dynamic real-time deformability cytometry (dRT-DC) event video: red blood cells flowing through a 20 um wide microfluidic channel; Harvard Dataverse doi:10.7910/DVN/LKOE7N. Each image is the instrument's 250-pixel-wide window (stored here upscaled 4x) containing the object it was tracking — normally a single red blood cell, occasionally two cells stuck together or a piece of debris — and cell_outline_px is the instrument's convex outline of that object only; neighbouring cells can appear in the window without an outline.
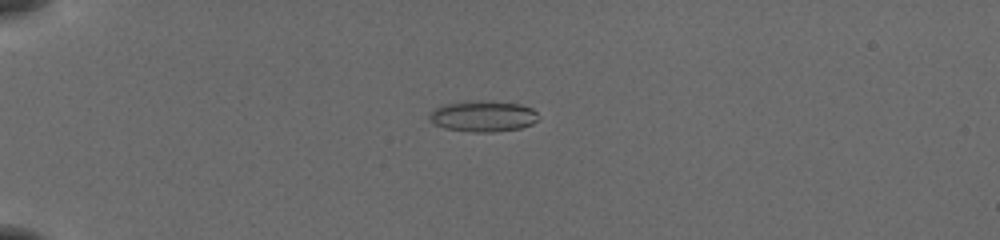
{"species": "common noctule bat (a hibernating species)", "species_latin": "Nyctalus noctula", "temperature_condition": "cold", "stored_images_in_passage": 55, "camera_frame_rate_fps": 3000, "um_per_image_px": 0.085, "animal": {"sex": "female", "body_mass_g": 19.5, "forearm_length_mm": 54.1}, "frame": {"image": 1, "passage_image": 16, "time_ms": 5.0, "image_size_px": [1000, 240], "cell_outline_px": [[536, 120], [532, 124], [520, 128], [492, 132], [472, 132], [444, 128], [428, 120], [428, 116], [436, 108], [444, 104], [468, 100], [520, 104], [532, 108], [536, 112]], "centroid_in_image_um": [41.02, 9.88], "position_along_channel_um": 44.0, "area_um2": 19.48}}
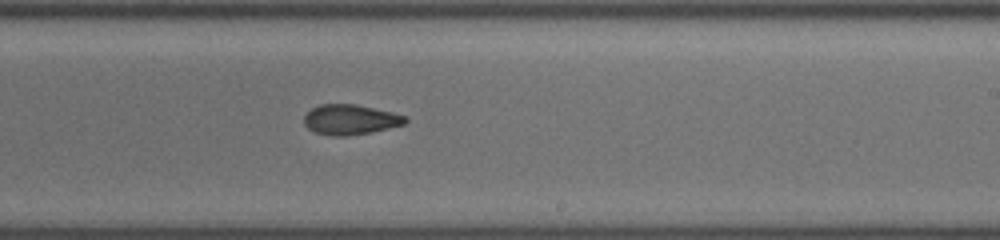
{"frame": {"image": 2, "passage_image": 36, "time_ms": 11.667, "image_size_px": [1000, 240], "cell_outline_px": [[408, 120], [404, 124], [388, 128], [368, 132], [344, 136], [332, 136], [316, 132], [308, 128], [304, 124], [304, 116], [312, 108], [320, 104], [356, 104], [392, 112], [404, 116]], "centroid_in_image_um": [29.75, 10.15], "position_along_channel_um": 259.3, "area_um2": 17.51}}
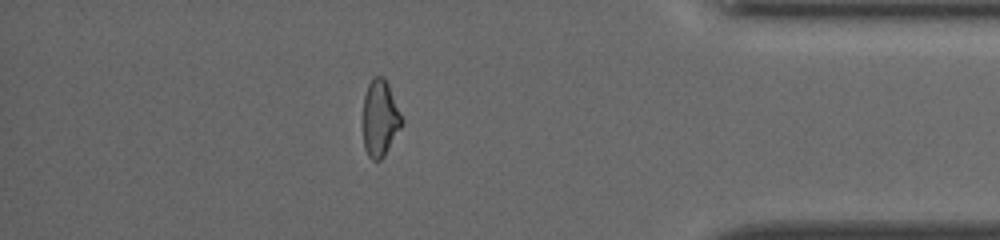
{"frame": {"image": 3, "passage_image": 49, "time_ms": 16.0, "image_size_px": [1000, 240], "cell_outline_px": [[404, 124], [384, 156], [380, 160], [372, 160], [368, 156], [364, 148], [364, 96], [368, 84], [372, 76], [384, 76], [388, 84], [404, 120]], "centroid_in_image_um": [32.33, 10.05], "position_along_channel_um": 402.9, "area_um2": 17.4}, "authors_computed_cell_mechanics": {"area_um2": 18.496, "velocity_mm_per_s": 3.9123, "shape_relaxation_time_tau1_ms": 5.1293, "shape_relaxation_time_tau2_ms": 7.2613, "deformation_change_tau1": 0.1296, "deformation_change_tau2": 0.1508}}